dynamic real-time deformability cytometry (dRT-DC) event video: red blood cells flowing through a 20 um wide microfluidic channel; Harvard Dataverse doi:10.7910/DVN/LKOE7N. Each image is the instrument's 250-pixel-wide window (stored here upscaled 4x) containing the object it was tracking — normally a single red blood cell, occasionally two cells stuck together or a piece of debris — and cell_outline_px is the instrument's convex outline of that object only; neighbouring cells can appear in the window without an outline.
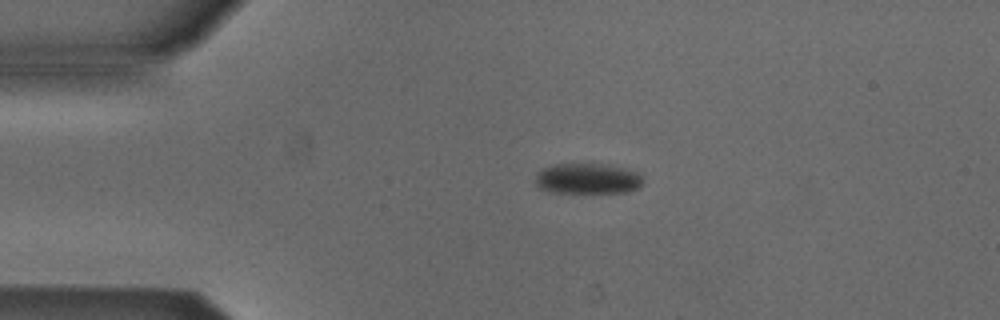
{"species": "Egyptian fruit bat (a non-hibernating species)", "species_latin": "Rousettus aegyptiacus", "temperature_condition": "cold", "stored_images_in_passage": 2, "camera_frame_rate_fps": 3000, "um_per_image_px": 0.085, "animal": {"sex": "male"}, "frame": {"image": 1, "passage_image": 1, "time_ms": 0.0, "image_size_px": [1000, 320], "cell_outline_px": [[644, 184], [628, 192], [552, 192], [540, 188], [536, 184], [536, 172], [540, 168], [552, 164], [608, 164], [640, 172], [644, 180]], "centroid_in_image_um": [49.96, 15.16], "position_along_channel_um": 35.0, "area_um2": 19.42}}